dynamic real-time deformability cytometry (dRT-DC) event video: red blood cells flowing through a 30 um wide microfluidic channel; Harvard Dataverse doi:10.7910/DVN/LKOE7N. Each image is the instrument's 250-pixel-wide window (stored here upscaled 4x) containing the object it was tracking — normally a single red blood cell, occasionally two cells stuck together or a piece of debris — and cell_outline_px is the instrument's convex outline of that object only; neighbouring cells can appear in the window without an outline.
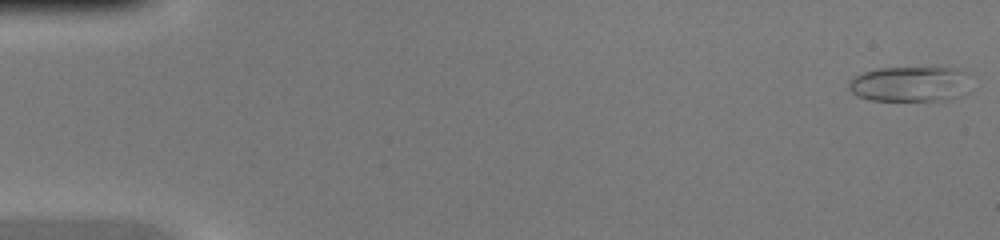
{"species": "common noctule bat (a hibernating species)", "species_latin": "Nyctalus noctula", "temperature_condition": "warm", "stored_images_in_passage": 46, "camera_frame_rate_fps": 3000, "um_per_image_px": 0.085, "animal": {"sex": "female", "body_mass_g": 20.0, "forearm_length_mm": 54.0}, "frame": {"image": 1, "passage_image": 1, "time_ms": 0.0, "image_size_px": [1000, 240], "cell_outline_px": [[968, 92], [964, 96], [952, 100], [868, 100], [856, 96], [848, 88], [848, 80], [864, 72], [876, 68], [956, 68], [968, 72]], "centroid_in_image_um": [77.39, 7.15], "position_along_channel_um": 7.6, "area_um2": 25.49}}
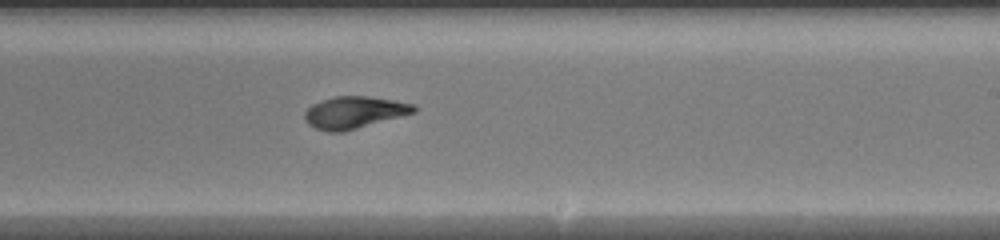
{"frame": {"image": 2, "passage_image": 28, "time_ms": 9.0, "image_size_px": [1000, 240], "cell_outline_px": [[416, 112], [344, 132], [328, 132], [316, 128], [308, 124], [304, 120], [304, 112], [312, 104], [336, 96], [364, 96], [392, 100], [416, 104]], "centroid_in_image_um": [30.1, 9.57], "position_along_channel_um": 258.9, "area_um2": 20.29}}
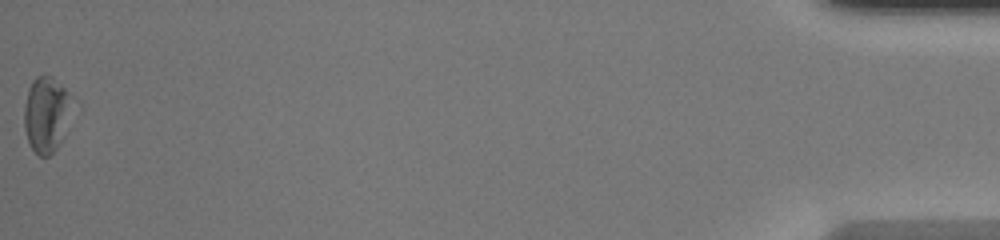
{"frame": {"image": 3, "passage_image": 46, "time_ms": 15.0, "image_size_px": [1000, 240], "cell_outline_px": [[72, 104], [64, 136], [56, 148], [48, 156], [40, 156], [32, 148], [28, 140], [24, 128], [24, 108], [28, 88], [32, 80], [36, 76], [52, 76], [64, 88]], "centroid_in_image_um": [3.91, 9.71], "position_along_channel_um": 431.3, "area_um2": 20.81}}